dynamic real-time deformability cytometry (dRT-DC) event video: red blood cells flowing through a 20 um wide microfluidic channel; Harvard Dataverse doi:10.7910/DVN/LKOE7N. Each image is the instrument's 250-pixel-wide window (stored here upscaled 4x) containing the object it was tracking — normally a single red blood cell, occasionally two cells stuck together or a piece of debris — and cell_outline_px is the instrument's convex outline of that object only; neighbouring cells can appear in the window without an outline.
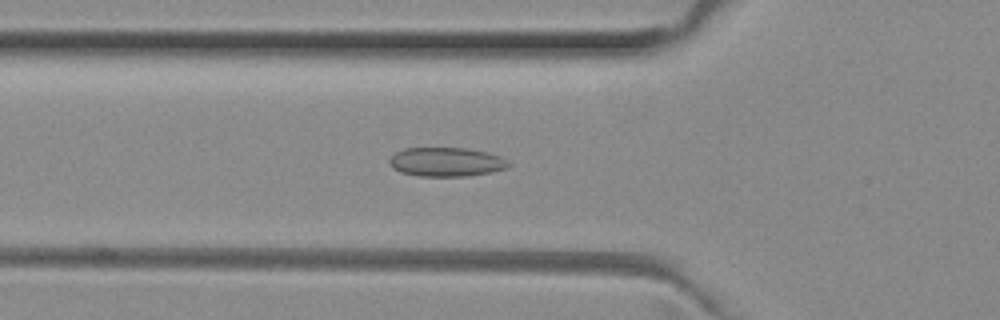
{"species": "common noctule bat (a hibernating species)", "species_latin": "Nyctalus noctula", "temperature_condition": "room temperature", "stored_images_in_passage": 21, "camera_frame_rate_fps": 3000, "um_per_image_px": 0.085, "animal": {"sex": "female", "body_mass_g": 29.2, "forearm_length_mm": 56.3}, "frame": {"image": 1, "passage_image": 13, "time_ms": 4.0, "image_size_px": [1000, 320], "cell_outline_px": [[512, 164], [508, 168], [492, 172], [464, 176], [416, 176], [400, 172], [392, 168], [388, 164], [388, 160], [396, 152], [404, 148], [468, 148], [488, 152], [500, 156], [508, 160]], "centroid_in_image_um": [37.94, 13.76], "position_along_channel_um": 87.9, "area_um2": 20.46}}
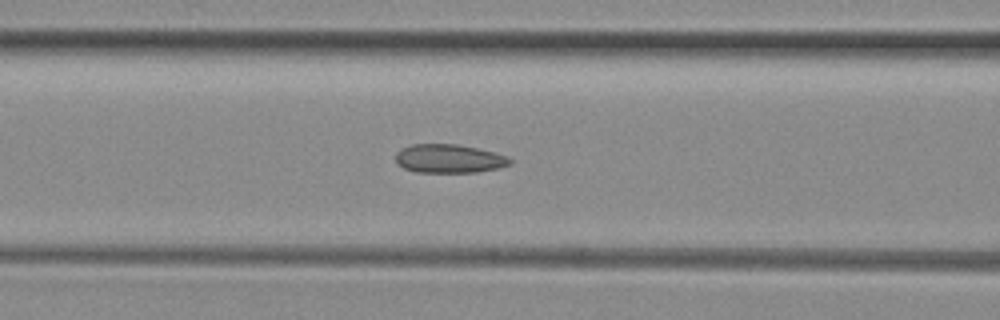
{"frame": {"image": 2, "passage_image": 16, "time_ms": 5.0, "image_size_px": [1000, 320], "cell_outline_px": [[512, 164], [496, 168], [476, 172], [416, 172], [404, 168], [396, 164], [396, 152], [400, 148], [412, 144], [456, 144], [496, 152], [508, 156], [512, 160]], "centroid_in_image_um": [38.16, 13.48], "position_along_channel_um": 128.4, "area_um2": 19.19}}
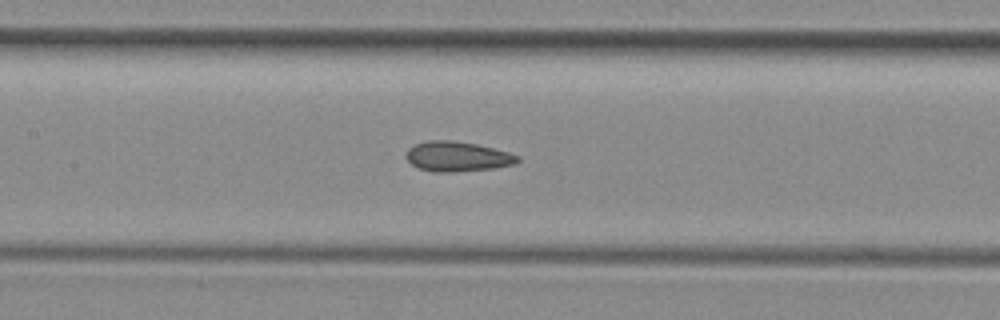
{"frame": {"image": 3, "passage_image": 19, "time_ms": 6.0, "image_size_px": [1000, 320], "cell_outline_px": [[520, 160], [516, 164], [492, 168], [452, 172], [432, 172], [420, 168], [412, 164], [404, 156], [408, 148], [416, 144], [428, 140], [448, 140], [476, 144], [508, 152], [520, 156]], "centroid_in_image_um": [38.87, 13.3], "position_along_channel_um": 168.5, "area_um2": 19.36}}